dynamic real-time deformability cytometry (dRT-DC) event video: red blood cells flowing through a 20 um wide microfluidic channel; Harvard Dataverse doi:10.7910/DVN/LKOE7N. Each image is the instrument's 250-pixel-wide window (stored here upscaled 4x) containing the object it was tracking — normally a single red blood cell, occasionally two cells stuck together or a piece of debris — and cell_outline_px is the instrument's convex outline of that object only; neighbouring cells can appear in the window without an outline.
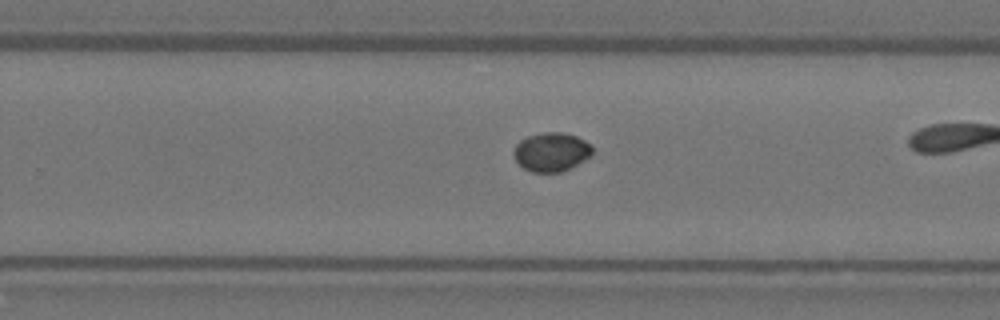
{"species": "Egyptian fruit bat (a non-hibernating species)", "species_latin": "Rousettus aegyptiacus", "temperature_condition": "warm", "stored_images_in_passage": 30, "camera_frame_rate_fps": 3000, "um_per_image_px": 0.085, "animal": {"sex": "female"}, "frame": {"image": 1, "passage_image": 22, "time_ms": 7.0, "image_size_px": [1000, 320], "cell_outline_px": [[592, 156], [560, 172], [532, 172], [524, 168], [512, 156], [512, 152], [516, 144], [520, 140], [528, 136], [544, 132], [564, 132], [576, 136], [584, 140], [592, 148]], "centroid_in_image_um": [46.84, 12.9], "position_along_channel_um": 283.0, "area_um2": 17.74}}